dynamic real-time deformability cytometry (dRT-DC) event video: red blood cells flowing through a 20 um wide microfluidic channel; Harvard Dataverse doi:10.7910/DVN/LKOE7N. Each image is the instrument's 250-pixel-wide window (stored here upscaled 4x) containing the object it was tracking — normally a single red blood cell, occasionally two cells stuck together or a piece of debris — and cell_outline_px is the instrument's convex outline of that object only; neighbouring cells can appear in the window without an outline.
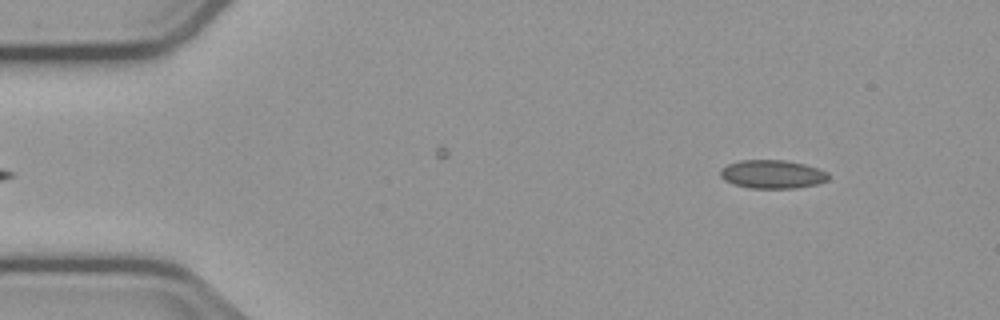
{"species": "common noctule bat (a hibernating species)", "species_latin": "Nyctalus noctula", "temperature_condition": "cold", "stored_images_in_passage": 39, "camera_frame_rate_fps": 3000, "um_per_image_px": 0.085, "animal": {"sex": "male", "body_mass_g": 23.1, "forearm_length_mm": 52.7}, "frame": {"image": 1, "passage_image": 2, "time_ms": 0.333, "image_size_px": [1000, 320], "cell_outline_px": [[828, 180], [816, 184], [796, 188], [752, 188], [732, 184], [724, 180], [720, 176], [720, 168], [728, 164], [740, 160], [784, 160], [804, 164], [828, 172]], "centroid_in_image_um": [65.61, 14.81], "position_along_channel_um": 19.4, "area_um2": 17.92}}
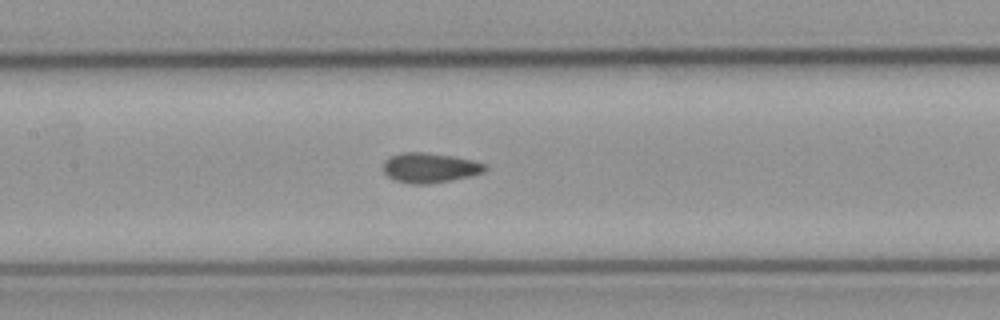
{"frame": {"image": 2, "passage_image": 21, "time_ms": 6.667, "image_size_px": [1000, 320], "cell_outline_px": [[488, 168], [484, 172], [472, 176], [428, 184], [412, 184], [396, 180], [388, 176], [384, 172], [384, 160], [388, 156], [400, 152], [424, 152], [452, 156], [472, 160], [488, 164]], "centroid_in_image_um": [36.55, 14.25], "position_along_channel_um": 170.9, "area_um2": 17.86}}
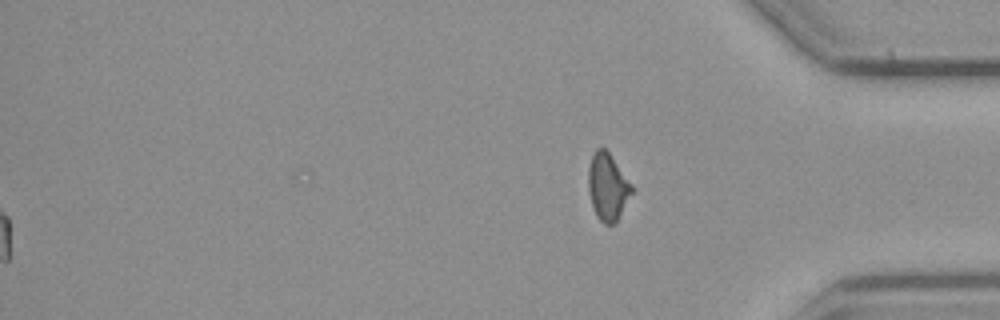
{"frame": {"image": 3, "passage_image": 39, "time_ms": 12.667, "image_size_px": [1000, 320], "cell_outline_px": [[632, 192], [616, 224], [604, 224], [596, 216], [592, 204], [588, 188], [588, 168], [592, 156], [596, 148], [604, 148], [608, 152], [632, 184]], "centroid_in_image_um": [51.64, 15.9], "position_along_channel_um": 383.6, "area_um2": 16.82}, "authors_computed_cell_mechanics": {"area_um2": 17.34, "velocity_mm_per_s": 3.7619, "shape_relaxation_time_tau1_ms": 6.4974, "shape_relaxation_time_tau2_ms": 1.2013, "deformation_change_tau1": 0.1345, "deformation_change_tau2": 0.0637}}